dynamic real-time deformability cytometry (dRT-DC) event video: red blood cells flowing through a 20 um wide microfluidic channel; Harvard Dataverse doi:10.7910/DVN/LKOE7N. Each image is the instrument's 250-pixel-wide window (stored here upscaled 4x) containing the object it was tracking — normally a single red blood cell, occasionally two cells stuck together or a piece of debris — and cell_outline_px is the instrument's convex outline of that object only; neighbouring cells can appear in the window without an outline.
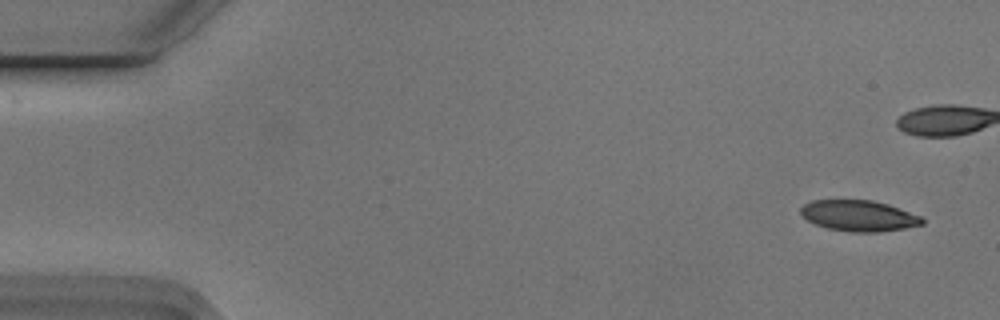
{"species": "Egyptian fruit bat (a non-hibernating species)", "species_latin": "Rousettus aegyptiacus", "temperature_condition": "cold", "stored_images_in_passage": 2, "camera_frame_rate_fps": 3000, "um_per_image_px": 0.085, "animal": {"sex": "male"}, "frame": {"image": 1, "passage_image": 2, "time_ms": 0.333, "image_size_px": [1000, 320], "cell_outline_px": [[924, 224], [904, 228], [880, 232], [848, 232], [828, 228], [816, 224], [808, 220], [800, 212], [800, 208], [804, 204], [812, 200], [872, 200], [888, 204], [920, 216], [924, 220]], "centroid_in_image_um": [73.0, 18.34], "position_along_channel_um": 12.0, "area_um2": 21.79}}